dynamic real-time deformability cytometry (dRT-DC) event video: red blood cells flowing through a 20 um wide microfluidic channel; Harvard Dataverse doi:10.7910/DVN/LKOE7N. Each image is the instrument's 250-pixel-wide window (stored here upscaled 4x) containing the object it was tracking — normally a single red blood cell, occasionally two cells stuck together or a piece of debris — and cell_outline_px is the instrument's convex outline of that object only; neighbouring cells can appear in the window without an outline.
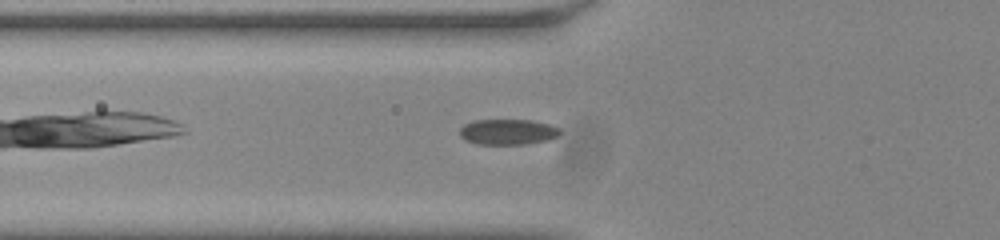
{"species": "common noctule bat (a hibernating species)", "species_latin": "Nyctalus noctula", "temperature_condition": "room temperature", "stored_images_in_passage": 41, "segment_of_instrument_passage": [1, 2], "camera_frame_rate_fps": 3000, "um_per_image_px": 0.085, "animal": {"sex": "male", "body_mass_g": 20.0, "forearm_length_mm": 53.3}, "frame": {"image": 1, "passage_image": 6, "time_ms": 1.667, "image_size_px": [1000, 240], "cell_outline_px": [[560, 132], [556, 136], [548, 140], [524, 144], [476, 144], [464, 140], [460, 136], [460, 128], [464, 124], [472, 120], [532, 120], [552, 124], [560, 128]], "centroid_in_image_um": [43.15, 11.2], "position_along_channel_um": 82.7, "area_um2": 15.09}}
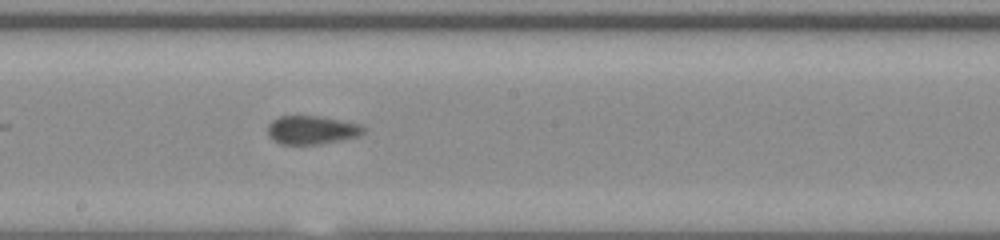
{"frame": {"image": 2, "passage_image": 17, "time_ms": 5.333, "image_size_px": [1000, 240], "cell_outline_px": [[368, 128], [360, 136], [340, 140], [316, 144], [280, 144], [272, 140], [268, 136], [268, 124], [272, 120], [280, 116], [320, 116], [360, 124]], "centroid_in_image_um": [26.5, 11.04], "position_along_channel_um": 221.7, "area_um2": 16.01}}
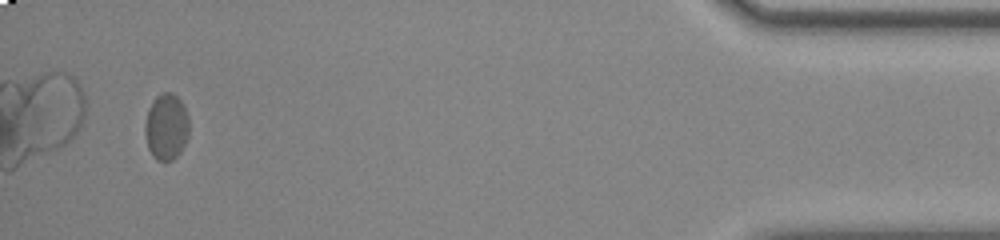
{"frame": {"image": 3, "passage_image": 38, "time_ms": 12.333, "image_size_px": [1000, 240], "cell_outline_px": [[188, 136], [180, 152], [172, 160], [164, 164], [156, 160], [152, 156], [148, 148], [144, 132], [144, 124], [148, 108], [152, 100], [160, 92], [172, 92], [184, 104], [188, 116]], "centroid_in_image_um": [14.11, 10.78], "position_along_channel_um": 421.1, "area_um2": 17.51}}